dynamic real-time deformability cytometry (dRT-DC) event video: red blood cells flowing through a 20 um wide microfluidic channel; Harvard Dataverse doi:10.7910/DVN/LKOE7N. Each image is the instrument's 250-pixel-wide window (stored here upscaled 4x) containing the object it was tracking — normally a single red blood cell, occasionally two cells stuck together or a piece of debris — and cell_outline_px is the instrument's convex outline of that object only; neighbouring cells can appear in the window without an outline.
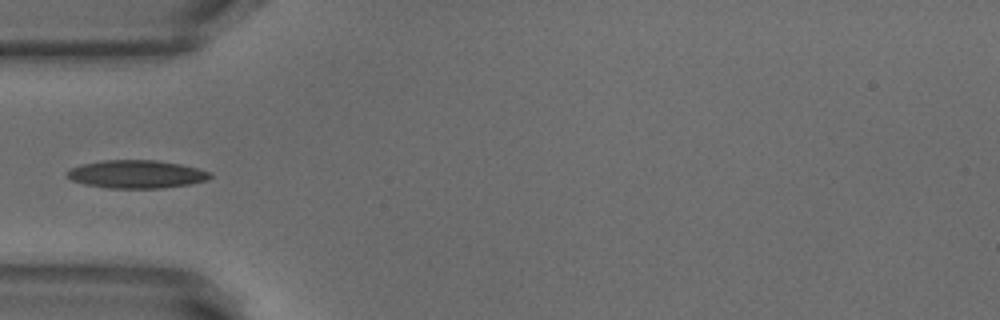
{"species": "common noctule bat (a hibernating species)", "species_latin": "Nyctalus noctula", "temperature_condition": "warm", "stored_images_in_passage": 36, "camera_frame_rate_fps": 3000, "um_per_image_px": 0.085, "animal": {"sex": "male", "body_mass_g": 18.8}, "frame": {"image": 1, "passage_image": 1, "time_ms": 0.0, "image_size_px": [1000, 320], "cell_outline_px": [[212, 176], [208, 180], [188, 184], [160, 188], [108, 188], [84, 184], [72, 180], [64, 172], [80, 164], [104, 160], [156, 160], [180, 164], [212, 172]], "centroid_in_image_um": [11.59, 14.8], "position_along_channel_um": 73.4, "area_um2": 23.35}}
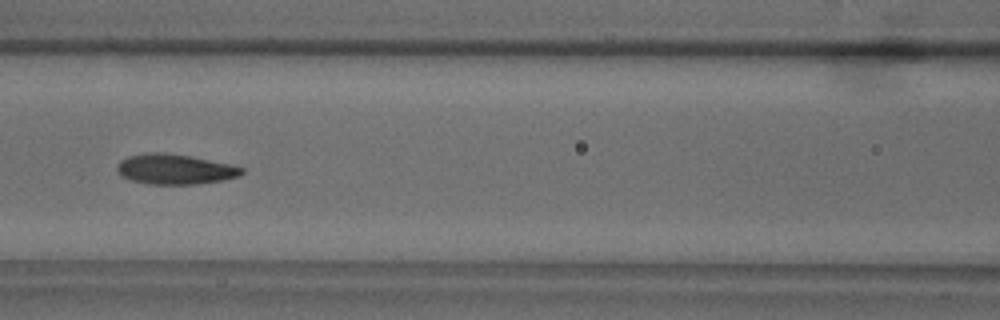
{"frame": {"image": 2, "passage_image": 7, "time_ms": 2.0, "image_size_px": [1000, 320], "cell_outline_px": [[244, 172], [240, 176], [200, 184], [148, 184], [132, 180], [116, 172], [116, 164], [120, 160], [128, 156], [148, 152], [164, 152], [188, 156], [228, 164], [244, 168]], "centroid_in_image_um": [14.82, 14.38], "position_along_channel_um": 151.8, "area_um2": 21.79}}
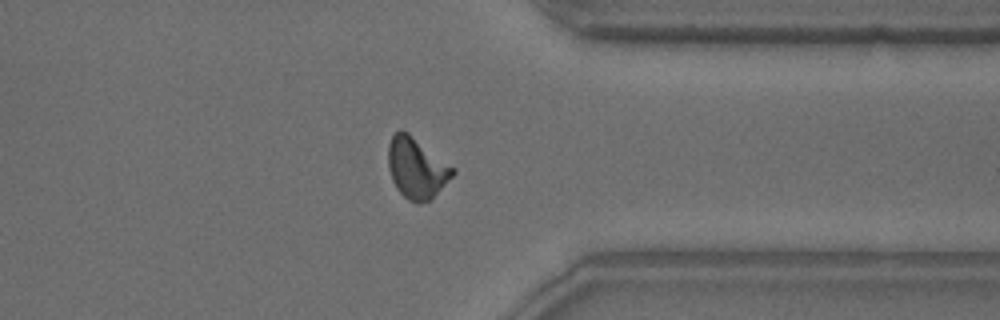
{"frame": {"image": 3, "passage_image": 25, "time_ms": 8.0, "image_size_px": [1000, 320], "cell_outline_px": [[456, 172], [432, 200], [420, 204], [416, 204], [408, 200], [396, 188], [392, 180], [388, 168], [388, 144], [392, 136], [400, 128], [408, 132], [456, 168]], "centroid_in_image_um": [35.42, 14.3], "position_along_channel_um": 376.0, "area_um2": 23.29}}